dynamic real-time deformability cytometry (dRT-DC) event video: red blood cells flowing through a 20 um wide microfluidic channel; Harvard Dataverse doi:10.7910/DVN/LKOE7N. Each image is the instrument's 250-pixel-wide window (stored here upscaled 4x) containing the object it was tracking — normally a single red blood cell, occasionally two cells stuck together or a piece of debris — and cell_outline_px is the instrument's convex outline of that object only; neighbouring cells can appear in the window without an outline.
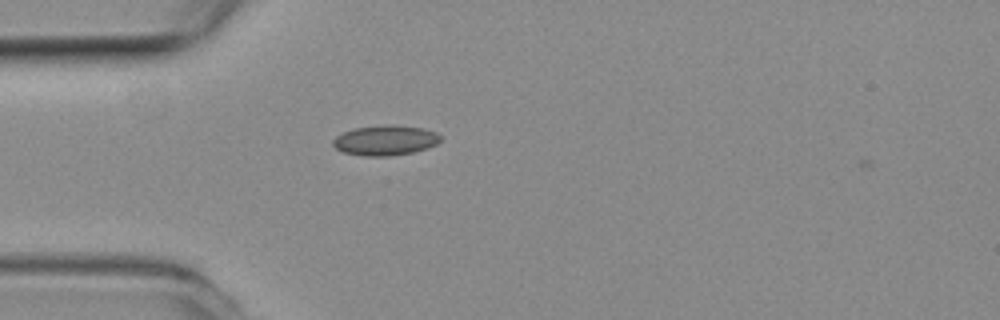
{"species": "common noctule bat (a hibernating species)", "species_latin": "Nyctalus noctula", "temperature_condition": "room temperature", "stored_images_in_passage": 44, "camera_frame_rate_fps": 3000, "um_per_image_px": 0.085, "animal": {"sex": "female", "body_mass_g": 19.3, "forearm_length_mm": 54.1}, "frame": {"image": 1, "passage_image": 5, "time_ms": 1.333, "image_size_px": [1000, 320], "cell_outline_px": [[440, 140], [436, 144], [428, 148], [412, 152], [388, 156], [364, 156], [344, 152], [336, 148], [332, 144], [332, 140], [336, 136], [344, 132], [356, 128], [388, 124], [424, 128], [436, 132], [440, 136]], "centroid_in_image_um": [32.75, 11.92], "position_along_channel_um": 52.2, "area_um2": 18.73}}
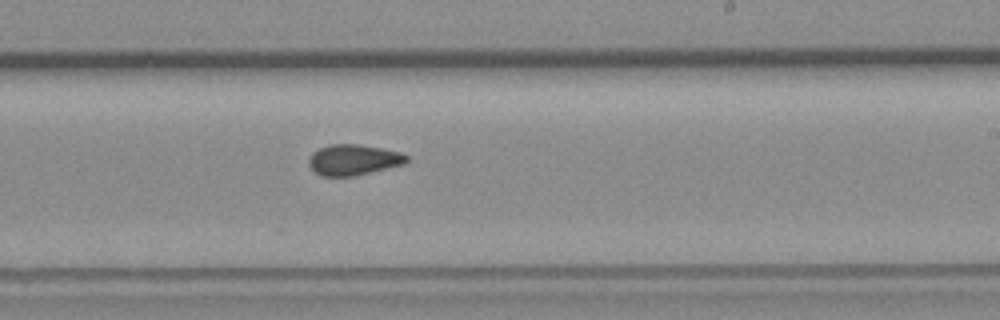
{"frame": {"image": 2, "passage_image": 22, "time_ms": 7.0, "image_size_px": [1000, 320], "cell_outline_px": [[408, 160], [404, 164], [352, 176], [320, 176], [308, 164], [308, 160], [312, 152], [328, 144], [356, 144], [380, 148], [400, 152], [408, 156]], "centroid_in_image_um": [30.01, 13.58], "position_along_channel_um": 259.0, "area_um2": 17.34}}
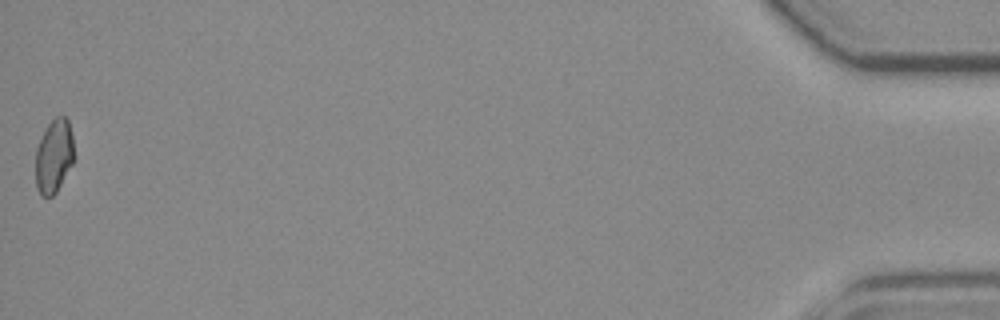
{"frame": {"image": 3, "passage_image": 44, "time_ms": 14.333, "image_size_px": [1000, 320], "cell_outline_px": [[72, 164], [56, 192], [52, 196], [40, 196], [36, 188], [36, 148], [48, 124], [56, 116], [64, 116], [68, 120], [72, 136]], "centroid_in_image_um": [4.56, 13.29], "position_along_channel_um": 430.6, "area_um2": 16.18}, "authors_computed_cell_mechanics": {"area_um2": 17.1088, "velocity_mm_per_s": 3.7741, "shape_relaxation_time_tau1_ms": null, "shape_relaxation_time_tau2_ms": 2.2207, "deformation_change_tau1": null, "deformation_change_tau2": 0.0687}}